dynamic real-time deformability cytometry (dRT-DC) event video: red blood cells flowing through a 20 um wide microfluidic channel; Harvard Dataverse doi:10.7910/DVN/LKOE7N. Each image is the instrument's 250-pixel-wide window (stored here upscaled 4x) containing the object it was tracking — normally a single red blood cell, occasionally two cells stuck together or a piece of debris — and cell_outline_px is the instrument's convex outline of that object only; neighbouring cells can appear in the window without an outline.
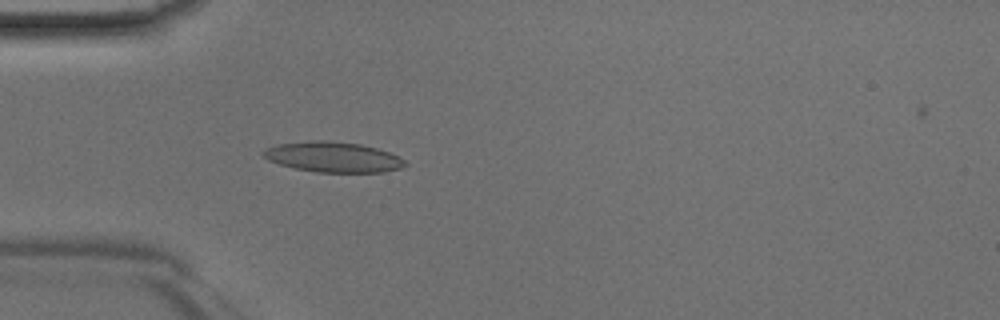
{"species": "Egyptian fruit bat (a non-hibernating species)", "species_latin": "Rousettus aegyptiacus", "temperature_condition": "room temperature", "stored_images_in_passage": 37, "camera_frame_rate_fps": 3000, "um_per_image_px": 0.085, "animal": {"sex": "male"}, "frame": {"image": 1, "passage_image": 9, "time_ms": 2.667, "image_size_px": [1000, 320], "cell_outline_px": [[408, 164], [400, 168], [384, 172], [316, 172], [296, 168], [280, 164], [268, 160], [260, 152], [276, 144], [316, 140], [324, 140], [360, 144], [376, 148], [388, 152], [404, 160]], "centroid_in_image_um": [28.3, 13.35], "position_along_channel_um": 56.7, "area_um2": 24.8}}
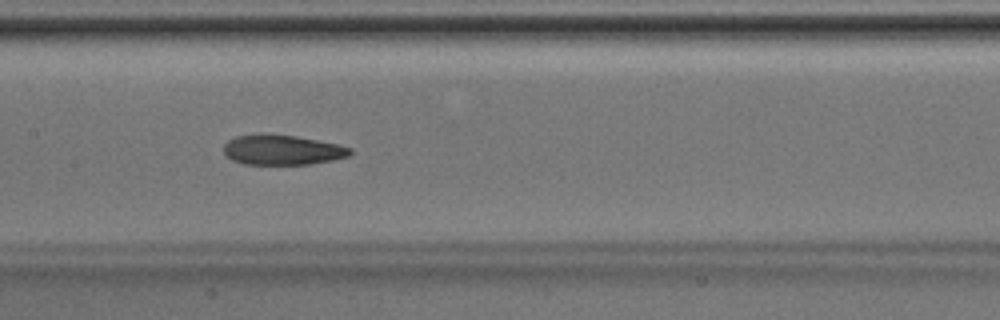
{"frame": {"image": 2, "passage_image": 18, "time_ms": 5.667, "image_size_px": [1000, 320], "cell_outline_px": [[352, 152], [348, 156], [332, 160], [312, 164], [244, 164], [232, 160], [224, 152], [224, 144], [228, 140], [236, 136], [260, 132], [268, 132], [296, 136], [336, 144], [352, 148]], "centroid_in_image_um": [23.95, 12.72], "position_along_channel_um": 183.4, "area_um2": 22.37}}
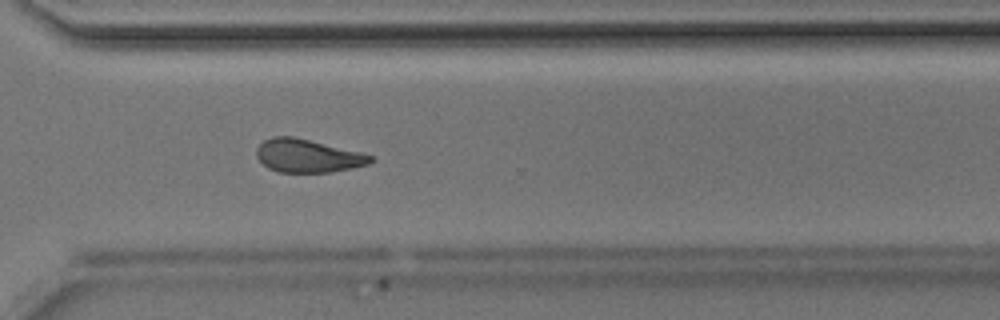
{"frame": {"image": 3, "passage_image": 29, "time_ms": 9.333, "image_size_px": [1000, 320], "cell_outline_px": [[372, 160], [368, 164], [352, 168], [328, 172], [280, 172], [268, 168], [256, 156], [256, 148], [264, 140], [272, 136], [292, 136], [360, 152], [372, 156]], "centroid_in_image_um": [26.11, 13.24], "position_along_channel_um": 344.5, "area_um2": 21.73}}